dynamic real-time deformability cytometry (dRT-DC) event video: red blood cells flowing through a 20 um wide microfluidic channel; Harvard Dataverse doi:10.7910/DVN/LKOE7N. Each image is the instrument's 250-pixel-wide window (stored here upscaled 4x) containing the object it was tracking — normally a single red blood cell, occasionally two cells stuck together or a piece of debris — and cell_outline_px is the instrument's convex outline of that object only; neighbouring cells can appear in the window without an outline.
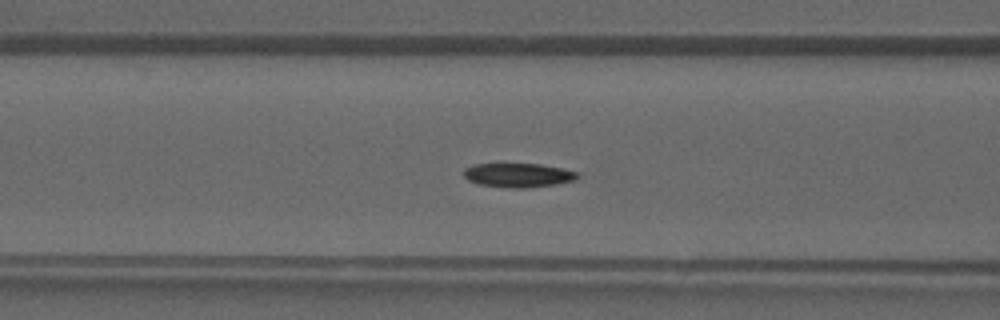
{"species": "common noctule bat (a hibernating species)", "species_latin": "Nyctalus noctula", "temperature_condition": "warm", "stored_images_in_passage": 41, "camera_frame_rate_fps": 3000, "um_per_image_px": 0.085, "animal": {"sex": "male", "forearm_length_mm": 52.5}, "frame": {"image": 1, "passage_image": 16, "time_ms": 5.0, "image_size_px": [1000, 320], "cell_outline_px": [[580, 176], [576, 180], [556, 184], [524, 188], [508, 188], [476, 184], [468, 180], [464, 176], [464, 168], [476, 164], [540, 164], [564, 168], [580, 172]], "centroid_in_image_um": [44.09, 14.89], "position_along_channel_um": 122.5, "area_um2": 16.18}}
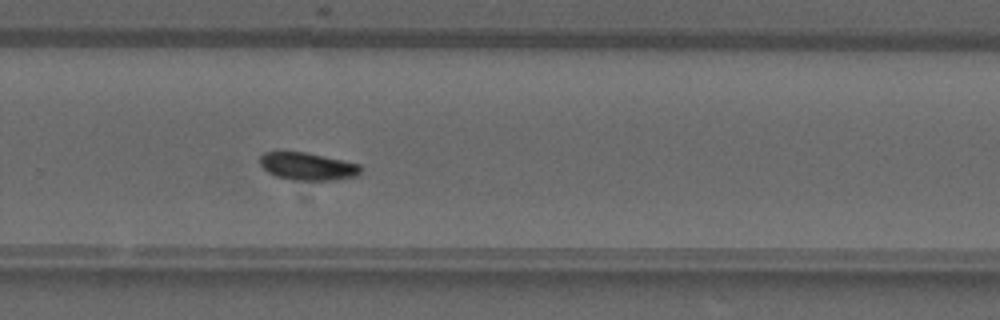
{"frame": {"image": 2, "passage_image": 27, "time_ms": 8.667, "image_size_px": [1000, 320], "cell_outline_px": [[360, 172], [356, 176], [336, 180], [292, 180], [276, 176], [268, 172], [260, 164], [260, 156], [264, 152], [280, 148], [304, 152], [360, 164]], "centroid_in_image_um": [26.06, 14.1], "position_along_channel_um": 303.7, "area_um2": 16.59}}
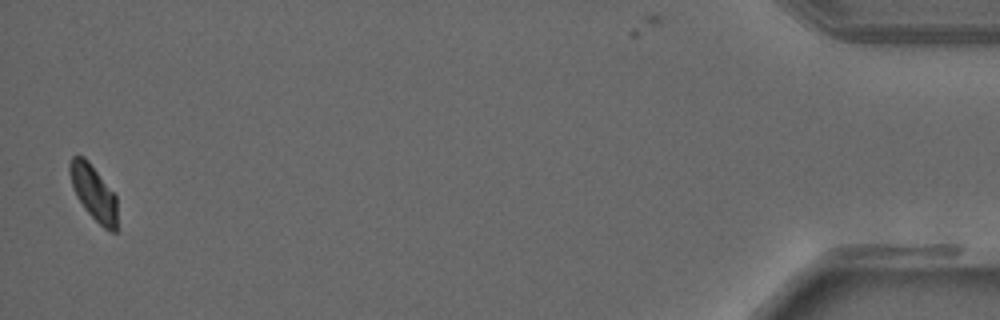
{"frame": {"image": 3, "passage_image": 40, "time_ms": 13.0, "image_size_px": [1000, 320], "cell_outline_px": [[116, 232], [112, 232], [104, 228], [84, 208], [76, 196], [68, 172], [68, 164], [72, 156], [84, 156], [88, 160], [116, 196]], "centroid_in_image_um": [7.92, 16.34], "position_along_channel_um": 427.3, "area_um2": 15.09}}